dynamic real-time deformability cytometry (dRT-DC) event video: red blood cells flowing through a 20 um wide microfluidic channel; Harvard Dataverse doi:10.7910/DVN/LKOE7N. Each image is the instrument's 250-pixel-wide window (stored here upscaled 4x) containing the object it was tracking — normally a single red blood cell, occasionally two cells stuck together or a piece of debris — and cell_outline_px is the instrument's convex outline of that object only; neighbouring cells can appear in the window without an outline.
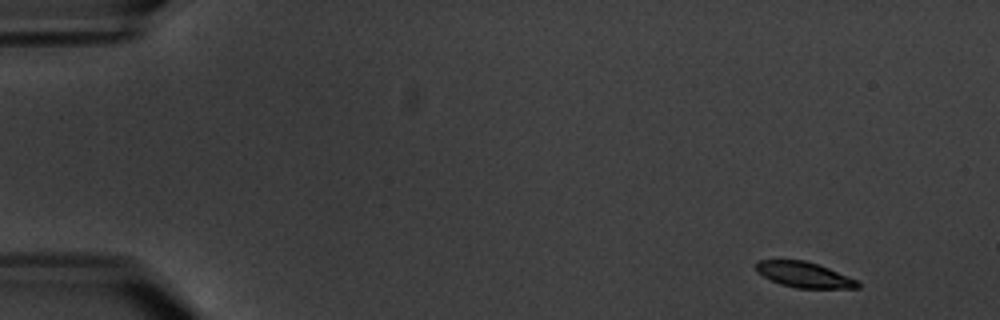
{"species": "common noctule bat (a hibernating species)", "species_latin": "Nyctalus noctula", "temperature_condition": "warm", "stored_images_in_passage": 5, "camera_frame_rate_fps": 3000, "um_per_image_px": 0.085, "animal": {"sex": "male", "body_mass_g": 20.1, "forearm_length_mm": 53.5}, "frame": {"image": 1, "passage_image": 1, "time_ms": 0.0, "image_size_px": [1000, 320], "cell_outline_px": [[860, 288], [796, 288], [780, 284], [756, 272], [756, 260], [804, 260], [828, 268], [856, 280], [860, 284]], "centroid_in_image_um": [68.32, 23.35], "position_along_channel_um": 16.7, "area_um2": 14.91}}